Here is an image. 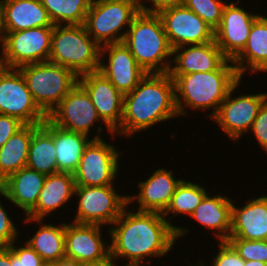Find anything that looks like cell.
Listing matches in <instances>:
<instances>
[{
	"label": "cell",
	"mask_w": 267,
	"mask_h": 266,
	"mask_svg": "<svg viewBox=\"0 0 267 266\" xmlns=\"http://www.w3.org/2000/svg\"><path fill=\"white\" fill-rule=\"evenodd\" d=\"M135 211V213H134ZM128 206L109 227L110 259L128 260L127 264H143L150 257H163L174 248L177 239L189 232L188 228L174 226L158 212H141Z\"/></svg>",
	"instance_id": "6da1fadb"
},
{
	"label": "cell",
	"mask_w": 267,
	"mask_h": 266,
	"mask_svg": "<svg viewBox=\"0 0 267 266\" xmlns=\"http://www.w3.org/2000/svg\"><path fill=\"white\" fill-rule=\"evenodd\" d=\"M174 117L179 118V114L170 74L147 73L131 92L124 95L123 118L114 134L133 137L139 131Z\"/></svg>",
	"instance_id": "7a4b0ae2"
},
{
	"label": "cell",
	"mask_w": 267,
	"mask_h": 266,
	"mask_svg": "<svg viewBox=\"0 0 267 266\" xmlns=\"http://www.w3.org/2000/svg\"><path fill=\"white\" fill-rule=\"evenodd\" d=\"M174 81L175 101L179 116L192 110L213 109L211 119L225 100L229 90L241 79L232 60L227 59L217 70L190 74H170Z\"/></svg>",
	"instance_id": "3957f363"
},
{
	"label": "cell",
	"mask_w": 267,
	"mask_h": 266,
	"mask_svg": "<svg viewBox=\"0 0 267 266\" xmlns=\"http://www.w3.org/2000/svg\"><path fill=\"white\" fill-rule=\"evenodd\" d=\"M123 43L147 73L169 72L173 49L157 13L140 11L129 26Z\"/></svg>",
	"instance_id": "277c9868"
},
{
	"label": "cell",
	"mask_w": 267,
	"mask_h": 266,
	"mask_svg": "<svg viewBox=\"0 0 267 266\" xmlns=\"http://www.w3.org/2000/svg\"><path fill=\"white\" fill-rule=\"evenodd\" d=\"M49 62L66 67L79 77L99 70L100 46L84 25H54Z\"/></svg>",
	"instance_id": "5b68a950"
},
{
	"label": "cell",
	"mask_w": 267,
	"mask_h": 266,
	"mask_svg": "<svg viewBox=\"0 0 267 266\" xmlns=\"http://www.w3.org/2000/svg\"><path fill=\"white\" fill-rule=\"evenodd\" d=\"M34 102L48 117L62 99L78 84V76L70 69L49 61L18 68Z\"/></svg>",
	"instance_id": "8992f818"
},
{
	"label": "cell",
	"mask_w": 267,
	"mask_h": 266,
	"mask_svg": "<svg viewBox=\"0 0 267 266\" xmlns=\"http://www.w3.org/2000/svg\"><path fill=\"white\" fill-rule=\"evenodd\" d=\"M140 11V0L91 2L83 25L100 47L119 43L123 42L129 26Z\"/></svg>",
	"instance_id": "52a82bcc"
},
{
	"label": "cell",
	"mask_w": 267,
	"mask_h": 266,
	"mask_svg": "<svg viewBox=\"0 0 267 266\" xmlns=\"http://www.w3.org/2000/svg\"><path fill=\"white\" fill-rule=\"evenodd\" d=\"M115 185L76 186L77 213L72 222L79 224L112 225L129 206L128 195L116 192Z\"/></svg>",
	"instance_id": "ba28073f"
},
{
	"label": "cell",
	"mask_w": 267,
	"mask_h": 266,
	"mask_svg": "<svg viewBox=\"0 0 267 266\" xmlns=\"http://www.w3.org/2000/svg\"><path fill=\"white\" fill-rule=\"evenodd\" d=\"M101 139H92L85 147L76 171V186L114 185L119 176V157L116 146Z\"/></svg>",
	"instance_id": "9c48e42d"
},
{
	"label": "cell",
	"mask_w": 267,
	"mask_h": 266,
	"mask_svg": "<svg viewBox=\"0 0 267 266\" xmlns=\"http://www.w3.org/2000/svg\"><path fill=\"white\" fill-rule=\"evenodd\" d=\"M240 83L241 79L229 90L217 113L212 117V120L234 142L238 141L245 132L250 131L261 106L267 100V92L239 94L234 97V91Z\"/></svg>",
	"instance_id": "30bf717a"
},
{
	"label": "cell",
	"mask_w": 267,
	"mask_h": 266,
	"mask_svg": "<svg viewBox=\"0 0 267 266\" xmlns=\"http://www.w3.org/2000/svg\"><path fill=\"white\" fill-rule=\"evenodd\" d=\"M53 27L3 32L4 50L11 68L49 61Z\"/></svg>",
	"instance_id": "8fae6325"
},
{
	"label": "cell",
	"mask_w": 267,
	"mask_h": 266,
	"mask_svg": "<svg viewBox=\"0 0 267 266\" xmlns=\"http://www.w3.org/2000/svg\"><path fill=\"white\" fill-rule=\"evenodd\" d=\"M0 114L16 117L24 124H42L47 119L18 68L0 77Z\"/></svg>",
	"instance_id": "7c38bea8"
},
{
	"label": "cell",
	"mask_w": 267,
	"mask_h": 266,
	"mask_svg": "<svg viewBox=\"0 0 267 266\" xmlns=\"http://www.w3.org/2000/svg\"><path fill=\"white\" fill-rule=\"evenodd\" d=\"M157 15L172 49L214 40V29L184 5L165 8Z\"/></svg>",
	"instance_id": "4fadbf2b"
},
{
	"label": "cell",
	"mask_w": 267,
	"mask_h": 266,
	"mask_svg": "<svg viewBox=\"0 0 267 266\" xmlns=\"http://www.w3.org/2000/svg\"><path fill=\"white\" fill-rule=\"evenodd\" d=\"M101 225L65 223V257L88 266L102 265L110 259V244L102 238Z\"/></svg>",
	"instance_id": "5bb4252c"
},
{
	"label": "cell",
	"mask_w": 267,
	"mask_h": 266,
	"mask_svg": "<svg viewBox=\"0 0 267 266\" xmlns=\"http://www.w3.org/2000/svg\"><path fill=\"white\" fill-rule=\"evenodd\" d=\"M54 125L88 135L95 122L105 124L98 116L86 90L78 83L47 117Z\"/></svg>",
	"instance_id": "9a60e30c"
},
{
	"label": "cell",
	"mask_w": 267,
	"mask_h": 266,
	"mask_svg": "<svg viewBox=\"0 0 267 266\" xmlns=\"http://www.w3.org/2000/svg\"><path fill=\"white\" fill-rule=\"evenodd\" d=\"M78 83L90 96L98 116L113 139L114 131L123 118L124 95L100 71L79 76Z\"/></svg>",
	"instance_id": "2e32d148"
},
{
	"label": "cell",
	"mask_w": 267,
	"mask_h": 266,
	"mask_svg": "<svg viewBox=\"0 0 267 266\" xmlns=\"http://www.w3.org/2000/svg\"><path fill=\"white\" fill-rule=\"evenodd\" d=\"M240 0L225 4L219 26L214 30V40L223 55L233 60L245 47L254 21L261 15L248 13L239 5ZM238 3V5H237Z\"/></svg>",
	"instance_id": "e0dca14e"
},
{
	"label": "cell",
	"mask_w": 267,
	"mask_h": 266,
	"mask_svg": "<svg viewBox=\"0 0 267 266\" xmlns=\"http://www.w3.org/2000/svg\"><path fill=\"white\" fill-rule=\"evenodd\" d=\"M106 54L108 55L107 61L103 62L102 58ZM98 71L123 95L131 92L147 74L123 42L100 47Z\"/></svg>",
	"instance_id": "ac0fdd59"
},
{
	"label": "cell",
	"mask_w": 267,
	"mask_h": 266,
	"mask_svg": "<svg viewBox=\"0 0 267 266\" xmlns=\"http://www.w3.org/2000/svg\"><path fill=\"white\" fill-rule=\"evenodd\" d=\"M172 170L156 169L148 179L139 181L138 194L128 195V204L138 202L137 211L163 214L182 179H175ZM137 199V200H136Z\"/></svg>",
	"instance_id": "d6986e66"
},
{
	"label": "cell",
	"mask_w": 267,
	"mask_h": 266,
	"mask_svg": "<svg viewBox=\"0 0 267 266\" xmlns=\"http://www.w3.org/2000/svg\"><path fill=\"white\" fill-rule=\"evenodd\" d=\"M169 74H190L217 70L227 58L216 41L184 45L173 49ZM175 64V65H172Z\"/></svg>",
	"instance_id": "ffe728a7"
},
{
	"label": "cell",
	"mask_w": 267,
	"mask_h": 266,
	"mask_svg": "<svg viewBox=\"0 0 267 266\" xmlns=\"http://www.w3.org/2000/svg\"><path fill=\"white\" fill-rule=\"evenodd\" d=\"M246 202L239 208L232 204L229 238L267 240V195Z\"/></svg>",
	"instance_id": "44dd1931"
},
{
	"label": "cell",
	"mask_w": 267,
	"mask_h": 266,
	"mask_svg": "<svg viewBox=\"0 0 267 266\" xmlns=\"http://www.w3.org/2000/svg\"><path fill=\"white\" fill-rule=\"evenodd\" d=\"M0 18L3 32L54 27L40 0H3L0 4Z\"/></svg>",
	"instance_id": "7402d4cb"
},
{
	"label": "cell",
	"mask_w": 267,
	"mask_h": 266,
	"mask_svg": "<svg viewBox=\"0 0 267 266\" xmlns=\"http://www.w3.org/2000/svg\"><path fill=\"white\" fill-rule=\"evenodd\" d=\"M46 175L28 167L21 168L0 184L2 197L11 201L27 215L35 206Z\"/></svg>",
	"instance_id": "603a6c76"
},
{
	"label": "cell",
	"mask_w": 267,
	"mask_h": 266,
	"mask_svg": "<svg viewBox=\"0 0 267 266\" xmlns=\"http://www.w3.org/2000/svg\"><path fill=\"white\" fill-rule=\"evenodd\" d=\"M76 183L72 173L57 172L46 175L36 206L24 217L40 220L55 210L66 206L75 193ZM70 199V200H69Z\"/></svg>",
	"instance_id": "cb8c5ba5"
},
{
	"label": "cell",
	"mask_w": 267,
	"mask_h": 266,
	"mask_svg": "<svg viewBox=\"0 0 267 266\" xmlns=\"http://www.w3.org/2000/svg\"><path fill=\"white\" fill-rule=\"evenodd\" d=\"M232 204V199L225 195L207 194L190 217L213 230L218 242L227 241L231 231Z\"/></svg>",
	"instance_id": "d4e9b609"
},
{
	"label": "cell",
	"mask_w": 267,
	"mask_h": 266,
	"mask_svg": "<svg viewBox=\"0 0 267 266\" xmlns=\"http://www.w3.org/2000/svg\"><path fill=\"white\" fill-rule=\"evenodd\" d=\"M242 79L246 70L261 71L267 64V17L260 15L253 23L244 49L232 60Z\"/></svg>",
	"instance_id": "484cf974"
},
{
	"label": "cell",
	"mask_w": 267,
	"mask_h": 266,
	"mask_svg": "<svg viewBox=\"0 0 267 266\" xmlns=\"http://www.w3.org/2000/svg\"><path fill=\"white\" fill-rule=\"evenodd\" d=\"M94 138L82 133L68 131L53 124V139L56 152L58 172L74 173L79 165L85 147L92 139H101L103 127L96 128ZM99 132V133H98ZM90 139V140H89Z\"/></svg>",
	"instance_id": "4316f807"
},
{
	"label": "cell",
	"mask_w": 267,
	"mask_h": 266,
	"mask_svg": "<svg viewBox=\"0 0 267 266\" xmlns=\"http://www.w3.org/2000/svg\"><path fill=\"white\" fill-rule=\"evenodd\" d=\"M26 167L45 175L58 172L53 123L48 118L33 131Z\"/></svg>",
	"instance_id": "83f0119b"
},
{
	"label": "cell",
	"mask_w": 267,
	"mask_h": 266,
	"mask_svg": "<svg viewBox=\"0 0 267 266\" xmlns=\"http://www.w3.org/2000/svg\"><path fill=\"white\" fill-rule=\"evenodd\" d=\"M40 124H25L0 148V184L10 175L26 167L33 131Z\"/></svg>",
	"instance_id": "f1b7e54d"
},
{
	"label": "cell",
	"mask_w": 267,
	"mask_h": 266,
	"mask_svg": "<svg viewBox=\"0 0 267 266\" xmlns=\"http://www.w3.org/2000/svg\"><path fill=\"white\" fill-rule=\"evenodd\" d=\"M43 221V219L25 218V223L36 222L40 225L38 231L26 242L40 255L45 263H52L65 257V223L55 226L43 223Z\"/></svg>",
	"instance_id": "f546056e"
},
{
	"label": "cell",
	"mask_w": 267,
	"mask_h": 266,
	"mask_svg": "<svg viewBox=\"0 0 267 266\" xmlns=\"http://www.w3.org/2000/svg\"><path fill=\"white\" fill-rule=\"evenodd\" d=\"M208 192L209 191H207L203 186L182 179L175 189L170 204L162 214L163 217L166 221H168L167 217L171 215V213L174 218L175 216H179L181 214H186L190 217Z\"/></svg>",
	"instance_id": "4dcf8cb0"
},
{
	"label": "cell",
	"mask_w": 267,
	"mask_h": 266,
	"mask_svg": "<svg viewBox=\"0 0 267 266\" xmlns=\"http://www.w3.org/2000/svg\"><path fill=\"white\" fill-rule=\"evenodd\" d=\"M54 25H83L91 0H40Z\"/></svg>",
	"instance_id": "1f68e13d"
},
{
	"label": "cell",
	"mask_w": 267,
	"mask_h": 266,
	"mask_svg": "<svg viewBox=\"0 0 267 266\" xmlns=\"http://www.w3.org/2000/svg\"><path fill=\"white\" fill-rule=\"evenodd\" d=\"M223 0H184L183 5L196 13L214 30L219 26L223 8Z\"/></svg>",
	"instance_id": "d6a6232c"
},
{
	"label": "cell",
	"mask_w": 267,
	"mask_h": 266,
	"mask_svg": "<svg viewBox=\"0 0 267 266\" xmlns=\"http://www.w3.org/2000/svg\"><path fill=\"white\" fill-rule=\"evenodd\" d=\"M227 242L244 260H258L267 263V240L228 238Z\"/></svg>",
	"instance_id": "836d02e7"
},
{
	"label": "cell",
	"mask_w": 267,
	"mask_h": 266,
	"mask_svg": "<svg viewBox=\"0 0 267 266\" xmlns=\"http://www.w3.org/2000/svg\"><path fill=\"white\" fill-rule=\"evenodd\" d=\"M14 241L8 248L11 250V266H43L45 262L40 255L25 241L21 247Z\"/></svg>",
	"instance_id": "e575fe53"
},
{
	"label": "cell",
	"mask_w": 267,
	"mask_h": 266,
	"mask_svg": "<svg viewBox=\"0 0 267 266\" xmlns=\"http://www.w3.org/2000/svg\"><path fill=\"white\" fill-rule=\"evenodd\" d=\"M2 191L0 190V197ZM3 203L0 202V247H9L14 241H18L19 232L8 215Z\"/></svg>",
	"instance_id": "d590c367"
},
{
	"label": "cell",
	"mask_w": 267,
	"mask_h": 266,
	"mask_svg": "<svg viewBox=\"0 0 267 266\" xmlns=\"http://www.w3.org/2000/svg\"><path fill=\"white\" fill-rule=\"evenodd\" d=\"M219 247L218 254L212 258L211 266H245V260L227 241H220Z\"/></svg>",
	"instance_id": "8d00e7d4"
},
{
	"label": "cell",
	"mask_w": 267,
	"mask_h": 266,
	"mask_svg": "<svg viewBox=\"0 0 267 266\" xmlns=\"http://www.w3.org/2000/svg\"><path fill=\"white\" fill-rule=\"evenodd\" d=\"M250 130L258 141L259 147L267 153V100L261 106Z\"/></svg>",
	"instance_id": "74e56055"
},
{
	"label": "cell",
	"mask_w": 267,
	"mask_h": 266,
	"mask_svg": "<svg viewBox=\"0 0 267 266\" xmlns=\"http://www.w3.org/2000/svg\"><path fill=\"white\" fill-rule=\"evenodd\" d=\"M24 125L16 117L0 114V148Z\"/></svg>",
	"instance_id": "f35d334b"
},
{
	"label": "cell",
	"mask_w": 267,
	"mask_h": 266,
	"mask_svg": "<svg viewBox=\"0 0 267 266\" xmlns=\"http://www.w3.org/2000/svg\"><path fill=\"white\" fill-rule=\"evenodd\" d=\"M143 1H145V3ZM146 1H149V3L151 2V6L153 7L149 6L150 4H148L147 7ZM183 3L184 0H140L141 11L147 13H158L165 8L181 6Z\"/></svg>",
	"instance_id": "ab89813d"
},
{
	"label": "cell",
	"mask_w": 267,
	"mask_h": 266,
	"mask_svg": "<svg viewBox=\"0 0 267 266\" xmlns=\"http://www.w3.org/2000/svg\"><path fill=\"white\" fill-rule=\"evenodd\" d=\"M1 47V53H0V77L4 76L10 69L11 66L8 62L5 50H4V45L3 42L0 43Z\"/></svg>",
	"instance_id": "60d3db41"
},
{
	"label": "cell",
	"mask_w": 267,
	"mask_h": 266,
	"mask_svg": "<svg viewBox=\"0 0 267 266\" xmlns=\"http://www.w3.org/2000/svg\"><path fill=\"white\" fill-rule=\"evenodd\" d=\"M53 266H88L85 263L79 262L75 259H70L67 257L58 259L57 261H54L51 263Z\"/></svg>",
	"instance_id": "b9f144b4"
},
{
	"label": "cell",
	"mask_w": 267,
	"mask_h": 266,
	"mask_svg": "<svg viewBox=\"0 0 267 266\" xmlns=\"http://www.w3.org/2000/svg\"><path fill=\"white\" fill-rule=\"evenodd\" d=\"M0 266H11V250L8 247H0Z\"/></svg>",
	"instance_id": "7bdbcfd3"
},
{
	"label": "cell",
	"mask_w": 267,
	"mask_h": 266,
	"mask_svg": "<svg viewBox=\"0 0 267 266\" xmlns=\"http://www.w3.org/2000/svg\"><path fill=\"white\" fill-rule=\"evenodd\" d=\"M245 266H267V263L258 261V260H254V261H246L245 260Z\"/></svg>",
	"instance_id": "ee69618b"
},
{
	"label": "cell",
	"mask_w": 267,
	"mask_h": 266,
	"mask_svg": "<svg viewBox=\"0 0 267 266\" xmlns=\"http://www.w3.org/2000/svg\"><path fill=\"white\" fill-rule=\"evenodd\" d=\"M116 263V264H115ZM110 266H118V263L117 262H114V261H110ZM120 266V265H119ZM122 266H141V265H137V264H127L125 263V265H122Z\"/></svg>",
	"instance_id": "f6af8a7d"
},
{
	"label": "cell",
	"mask_w": 267,
	"mask_h": 266,
	"mask_svg": "<svg viewBox=\"0 0 267 266\" xmlns=\"http://www.w3.org/2000/svg\"><path fill=\"white\" fill-rule=\"evenodd\" d=\"M3 40V31H2V27H1V18H0V43Z\"/></svg>",
	"instance_id": "bcb514c9"
},
{
	"label": "cell",
	"mask_w": 267,
	"mask_h": 266,
	"mask_svg": "<svg viewBox=\"0 0 267 266\" xmlns=\"http://www.w3.org/2000/svg\"><path fill=\"white\" fill-rule=\"evenodd\" d=\"M199 264L198 265H196L195 264V266H207V265H205L204 263H203V260L201 261L200 259H199ZM189 266H192L191 264H189Z\"/></svg>",
	"instance_id": "7dc6e473"
},
{
	"label": "cell",
	"mask_w": 267,
	"mask_h": 266,
	"mask_svg": "<svg viewBox=\"0 0 267 266\" xmlns=\"http://www.w3.org/2000/svg\"><path fill=\"white\" fill-rule=\"evenodd\" d=\"M91 266H110V261L102 265H91Z\"/></svg>",
	"instance_id": "c3c4849f"
},
{
	"label": "cell",
	"mask_w": 267,
	"mask_h": 266,
	"mask_svg": "<svg viewBox=\"0 0 267 266\" xmlns=\"http://www.w3.org/2000/svg\"><path fill=\"white\" fill-rule=\"evenodd\" d=\"M261 72H267V64H266V66L261 70Z\"/></svg>",
	"instance_id": "681fc988"
},
{
	"label": "cell",
	"mask_w": 267,
	"mask_h": 266,
	"mask_svg": "<svg viewBox=\"0 0 267 266\" xmlns=\"http://www.w3.org/2000/svg\"><path fill=\"white\" fill-rule=\"evenodd\" d=\"M43 266H53L51 263H45Z\"/></svg>",
	"instance_id": "f907efd6"
},
{
	"label": "cell",
	"mask_w": 267,
	"mask_h": 266,
	"mask_svg": "<svg viewBox=\"0 0 267 266\" xmlns=\"http://www.w3.org/2000/svg\"><path fill=\"white\" fill-rule=\"evenodd\" d=\"M96 1H105V0H91V2H96Z\"/></svg>",
	"instance_id": "816d5d0a"
}]
</instances>
